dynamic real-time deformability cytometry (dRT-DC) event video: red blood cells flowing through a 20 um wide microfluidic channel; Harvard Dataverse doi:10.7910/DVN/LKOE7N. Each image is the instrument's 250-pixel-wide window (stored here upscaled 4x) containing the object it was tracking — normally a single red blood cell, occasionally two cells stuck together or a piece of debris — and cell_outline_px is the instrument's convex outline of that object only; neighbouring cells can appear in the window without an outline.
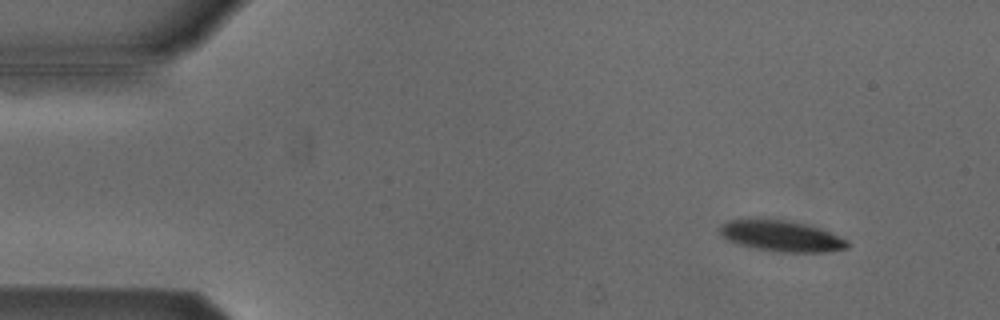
{"species": "Egyptian fruit bat (a non-hibernating species)", "species_latin": "Rousettus aegyptiacus", "temperature_condition": "cold", "stored_images_in_passage": 5, "camera_frame_rate_fps": 3000, "um_per_image_px": 0.085, "animal": {"sex": "male"}, "frame": {"image": 1, "passage_image": 2, "time_ms": 0.333, "image_size_px": [1000, 320], "cell_outline_px": [[848, 248], [828, 252], [772, 252], [752, 248], [736, 244], [720, 236], [720, 228], [728, 220], [784, 220], [804, 224], [820, 228], [848, 240]], "centroid_in_image_um": [66.42, 20.1], "position_along_channel_um": 18.6, "area_um2": 22.89}}